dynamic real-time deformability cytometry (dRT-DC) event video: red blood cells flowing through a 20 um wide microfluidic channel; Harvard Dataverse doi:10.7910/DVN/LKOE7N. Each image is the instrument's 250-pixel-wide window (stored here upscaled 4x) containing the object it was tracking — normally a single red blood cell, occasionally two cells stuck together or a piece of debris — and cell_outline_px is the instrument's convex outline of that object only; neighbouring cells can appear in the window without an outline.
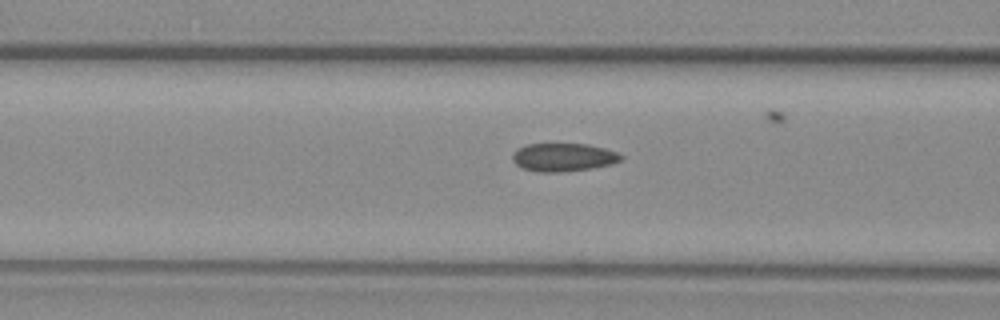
{"species": "common noctule bat (a hibernating species)", "species_latin": "Nyctalus noctula", "temperature_condition": "warm", "stored_images_in_passage": 39, "camera_frame_rate_fps": 3000, "um_per_image_px": 0.085, "animal": {"sex": "female", "body_mass_g": 29.2, "forearm_length_mm": 56.3}, "frame": {"image": 1, "passage_image": 6, "time_ms": 1.667, "image_size_px": [1000, 320], "cell_outline_px": [[624, 160], [612, 164], [592, 168], [560, 172], [540, 172], [524, 168], [516, 164], [512, 160], [512, 152], [516, 148], [528, 144], [588, 144], [604, 148], [616, 152], [624, 156]], "centroid_in_image_um": [47.9, 13.36], "position_along_channel_um": 118.7, "area_um2": 17.92}}
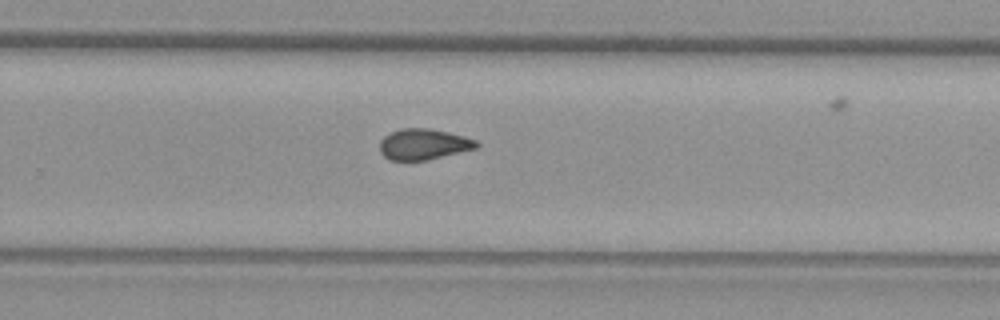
{"frame": {"image": 2, "passage_image": 20, "time_ms": 6.333, "image_size_px": [1000, 320], "cell_outline_px": [[480, 144], [476, 148], [428, 160], [388, 160], [380, 152], [380, 140], [388, 132], [400, 128], [428, 128], [448, 132], [464, 136], [476, 140]], "centroid_in_image_um": [35.97, 12.25], "position_along_channel_um": 293.8, "area_um2": 17.51}}
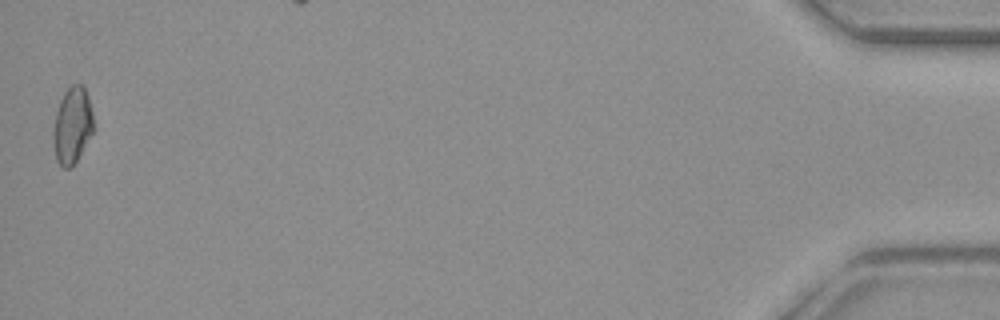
{"frame": {"image": 3, "passage_image": 39, "time_ms": 12.667, "image_size_px": [1000, 320], "cell_outline_px": [[96, 128], [76, 160], [68, 168], [64, 168], [56, 160], [52, 136], [56, 112], [60, 100], [64, 92], [72, 84], [84, 84], [88, 96]], "centroid_in_image_um": [6.16, 10.62], "position_along_channel_um": 429.0, "area_um2": 18.03}, "authors_computed_cell_mechanics": {"area_um2": 17.8024, "velocity_mm_per_s": 3.7578, "shape_relaxation_time_tau1_ms": null, "shape_relaxation_time_tau2_ms": 1.8279, "deformation_change_tau1": null, "deformation_change_tau2": 0.0582}}